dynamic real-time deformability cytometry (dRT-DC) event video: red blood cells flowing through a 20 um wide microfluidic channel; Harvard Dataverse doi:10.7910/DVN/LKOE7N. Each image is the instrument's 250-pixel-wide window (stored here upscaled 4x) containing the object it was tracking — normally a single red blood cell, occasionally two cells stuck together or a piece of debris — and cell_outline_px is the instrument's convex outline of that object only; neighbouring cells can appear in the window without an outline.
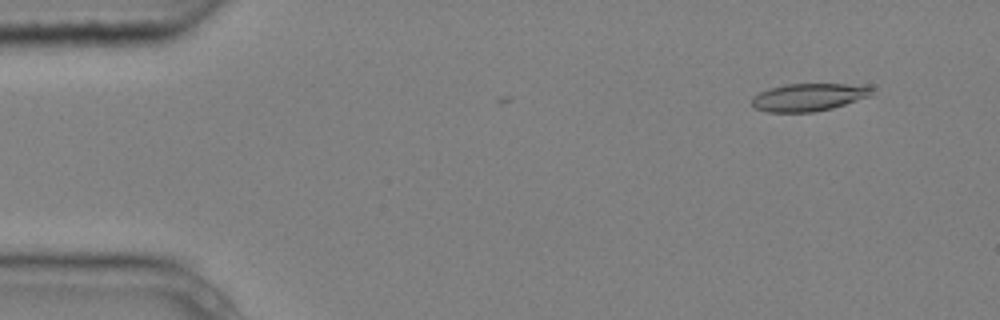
{"species": "common noctule bat (a hibernating species)", "species_latin": "Nyctalus noctula", "temperature_condition": "cold", "stored_images_in_passage": 2, "camera_frame_rate_fps": 3000, "um_per_image_px": 0.085, "animal": {"sex": "male", "body_mass_g": 20.4}, "frame": {"image": 1, "passage_image": 1, "time_ms": 0.0, "image_size_px": [1000, 320], "cell_outline_px": [[872, 96], [832, 108], [812, 112], [768, 112], [756, 108], [752, 104], [752, 96], [768, 88], [788, 84], [872, 84]], "centroid_in_image_um": [68.79, 8.25], "position_along_channel_um": 16.2, "area_um2": 19.54}}